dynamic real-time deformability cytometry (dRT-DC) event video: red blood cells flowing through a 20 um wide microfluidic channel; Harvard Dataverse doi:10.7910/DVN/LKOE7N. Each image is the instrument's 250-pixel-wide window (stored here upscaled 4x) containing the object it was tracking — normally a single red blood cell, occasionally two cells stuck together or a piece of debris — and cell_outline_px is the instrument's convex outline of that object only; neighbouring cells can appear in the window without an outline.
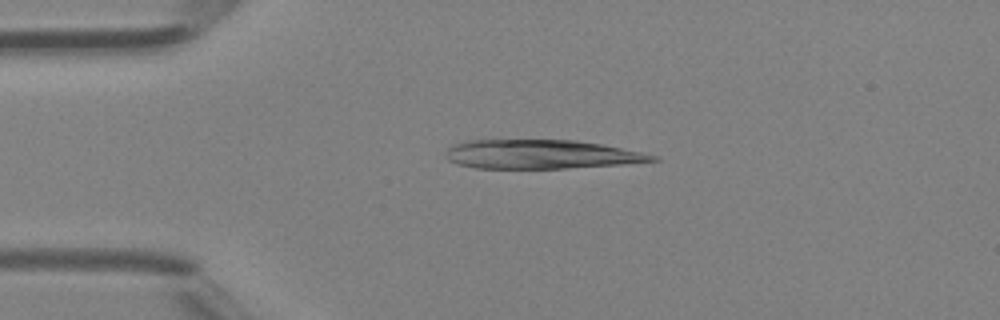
{"species": "Egyptian fruit bat (a non-hibernating species)", "species_latin": "Rousettus aegyptiacus", "temperature_condition": "room temperature", "stored_images_in_passage": 16, "camera_frame_rate_fps": 3000, "um_per_image_px": 0.085, "animal": {"sex": "female"}, "frame": {"image": 1, "passage_image": 10, "time_ms": 3.0, "image_size_px": [1000, 320], "cell_outline_px": [[660, 160], [620, 164], [564, 168], [476, 168], [460, 164], [448, 160], [444, 156], [444, 152], [452, 144], [468, 140], [576, 140], [600, 144], [660, 156]], "centroid_in_image_um": [45.94, 13.11], "position_along_channel_um": 39.1, "area_um2": 34.74}}